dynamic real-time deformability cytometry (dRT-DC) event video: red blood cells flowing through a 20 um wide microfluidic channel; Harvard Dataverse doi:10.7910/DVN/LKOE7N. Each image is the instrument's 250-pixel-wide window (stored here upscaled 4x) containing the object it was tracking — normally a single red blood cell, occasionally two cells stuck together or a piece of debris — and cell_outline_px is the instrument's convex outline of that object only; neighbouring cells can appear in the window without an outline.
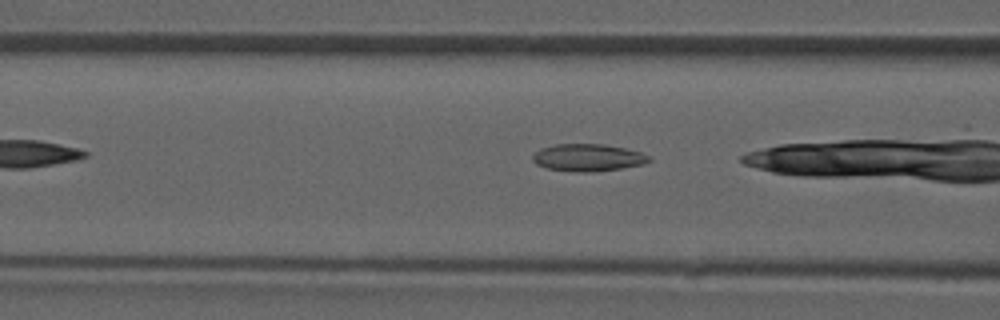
{"species": "common noctule bat (a hibernating species)", "species_latin": "Nyctalus noctula", "temperature_condition": "room temperature", "stored_images_in_passage": 8, "camera_frame_rate_fps": 3000, "um_per_image_px": 0.085, "animal": {"sex": "male", "forearm_length_mm": 52.5}, "frame": {"image": 1, "passage_image": 5, "time_ms": 4.667, "image_size_px": [1000, 320], "cell_outline_px": [[652, 160], [644, 164], [620, 168], [588, 172], [576, 172], [548, 168], [536, 164], [532, 160], [532, 156], [540, 148], [556, 144], [604, 144], [624, 148], [640, 152], [652, 156]], "centroid_in_image_um": [49.99, 13.39], "position_along_channel_um": 116.6, "area_um2": 18.44}}
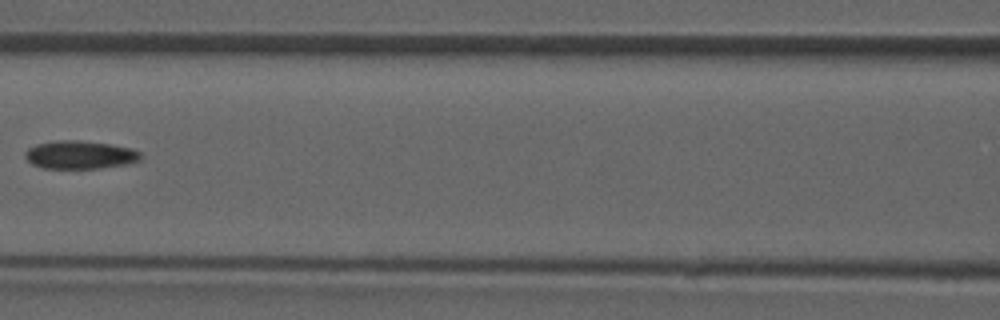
{"frame": {"image": 2, "passage_image": 7, "time_ms": 7.0, "image_size_px": [1000, 320], "cell_outline_px": [[144, 156], [140, 160], [128, 164], [100, 168], [44, 168], [32, 164], [24, 156], [24, 152], [28, 148], [36, 144], [56, 140], [80, 140], [112, 144], [132, 148], [140, 152]], "centroid_in_image_um": [6.82, 13.15], "position_along_channel_um": 159.8, "area_um2": 19.19}}